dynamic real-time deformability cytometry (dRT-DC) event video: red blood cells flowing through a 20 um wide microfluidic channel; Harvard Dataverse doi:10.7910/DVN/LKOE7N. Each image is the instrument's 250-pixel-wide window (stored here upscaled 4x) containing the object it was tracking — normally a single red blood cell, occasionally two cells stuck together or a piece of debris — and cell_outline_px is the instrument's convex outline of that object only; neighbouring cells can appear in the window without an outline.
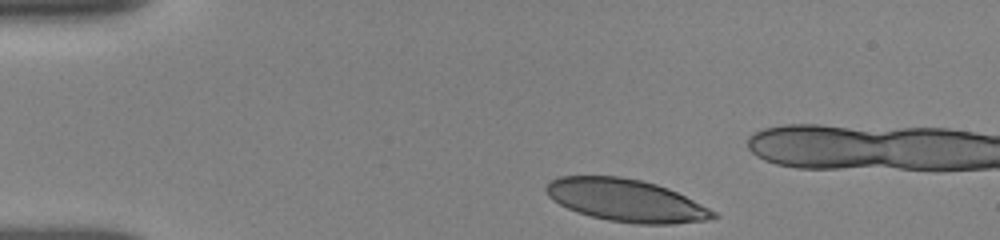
{"species": "human", "species_latin": "Homo sapiens", "temperature_condition": "room temperature", "stored_images_in_passage": 23, "camera_frame_rate_fps": 3000, "um_per_image_px": 0.085, "donor": {"sex": "female"}, "frame": {"image": 1, "passage_image": 1, "time_ms": 0.0, "image_size_px": [1000, 240], "cell_outline_px": [[720, 216], [704, 220], [672, 224], [636, 224], [608, 220], [576, 212], [552, 200], [548, 196], [544, 188], [552, 180], [560, 176], [620, 176], [640, 180], [656, 184], [668, 188], [716, 212]], "centroid_in_image_um": [53.18, 17.03], "position_along_channel_um": 31.8, "area_um2": 40.98}}
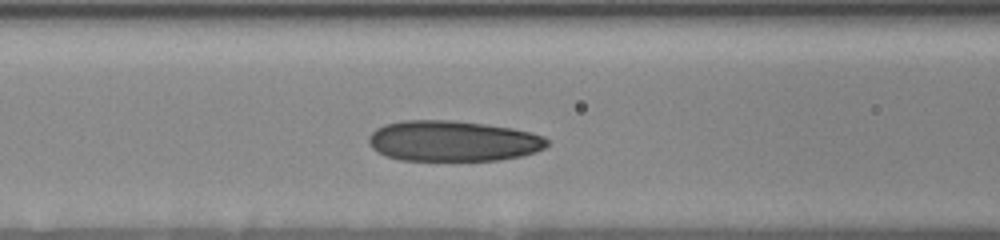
{"frame": {"image": 2, "passage_image": 17, "time_ms": 4.0, "image_size_px": [1000, 240], "cell_outline_px": [[548, 144], [544, 148], [536, 152], [524, 156], [500, 160], [400, 160], [384, 156], [372, 148], [368, 144], [368, 136], [376, 128], [384, 124], [404, 120], [452, 120], [484, 124], [512, 128], [532, 132], [544, 136], [548, 140]], "centroid_in_image_um": [38.49, 11.99], "position_along_channel_um": 128.1, "area_um2": 42.66}}
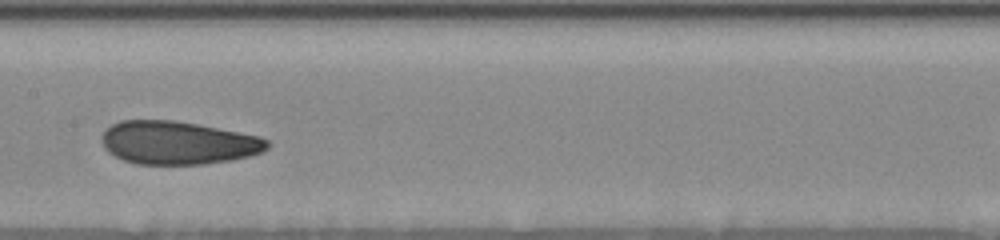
{"frame": {"image": 3, "passage_image": 21, "time_ms": 5.667, "image_size_px": [1000, 240], "cell_outline_px": [[272, 144], [264, 152], [232, 160], [204, 164], [136, 164], [124, 160], [108, 152], [104, 148], [100, 136], [112, 124], [120, 120], [176, 120], [260, 136], [268, 140]], "centroid_in_image_um": [15.14, 12.13], "position_along_channel_um": 192.3, "area_um2": 41.85}}